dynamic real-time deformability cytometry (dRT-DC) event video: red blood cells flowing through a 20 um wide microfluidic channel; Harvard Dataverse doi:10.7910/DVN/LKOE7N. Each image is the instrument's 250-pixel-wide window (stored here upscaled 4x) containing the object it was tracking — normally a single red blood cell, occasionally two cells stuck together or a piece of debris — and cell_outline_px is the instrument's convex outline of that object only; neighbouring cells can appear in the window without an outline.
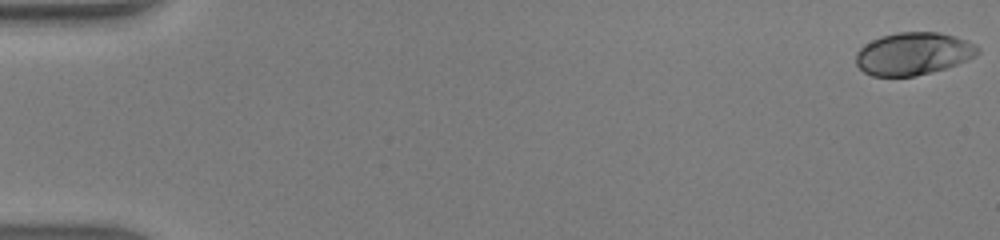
{"species": "human", "species_latin": "Homo sapiens", "temperature_condition": "warm", "stored_images_in_passage": 48, "camera_frame_rate_fps": 3000, "um_per_image_px": 0.085, "donor": {"sex": "male"}, "frame": {"image": 1, "passage_image": 1, "time_ms": 0.0, "image_size_px": [1000, 240], "cell_outline_px": [[980, 52], [976, 56], [968, 60], [932, 72], [916, 76], [872, 76], [864, 72], [856, 64], [856, 52], [864, 44], [880, 36], [896, 32], [940, 32], [956, 36], [968, 40], [976, 44], [980, 48]], "centroid_in_image_um": [77.65, 4.55], "position_along_channel_um": 7.4, "area_um2": 30.52}}
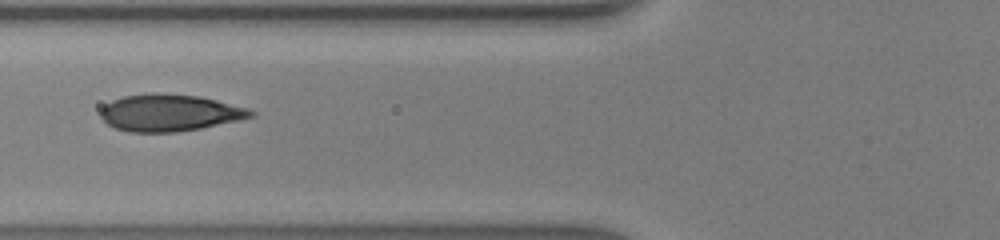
{"frame": {"image": 2, "passage_image": 20, "time_ms": 6.333, "image_size_px": [1000, 240], "cell_outline_px": [[256, 116], [240, 120], [200, 128], [176, 132], [128, 132], [116, 128], [108, 124], [100, 116], [100, 108], [104, 104], [112, 100], [124, 96], [152, 92], [156, 92], [200, 96], [248, 108], [256, 112]], "centroid_in_image_um": [14.41, 9.58], "position_along_channel_um": 111.4, "area_um2": 32.54}}
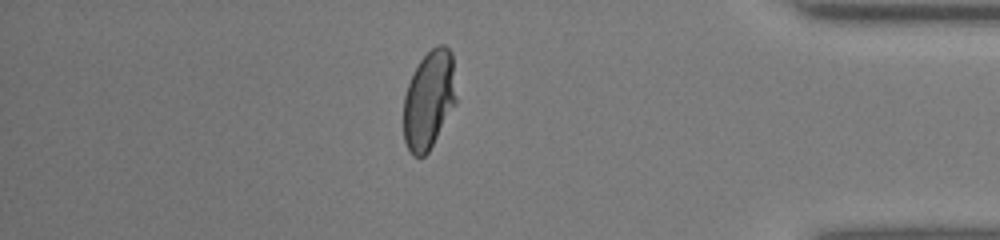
{"frame": {"image": 3, "passage_image": 42, "time_ms": 13.667, "image_size_px": [1000, 240], "cell_outline_px": [[456, 104], [428, 152], [424, 156], [412, 156], [404, 140], [404, 96], [408, 84], [420, 60], [436, 44], [444, 44], [452, 52], [456, 100]], "centroid_in_image_um": [36.47, 8.48], "position_along_channel_um": 398.7, "area_um2": 30.06}, "authors_computed_cell_mechanics": {"area_um2": 30.8074, "velocity_mm_per_s": 4.3544, "shape_relaxation_time_tau1_ms": 4.099, "shape_relaxation_time_tau2_ms": null, "deformation_change_tau1": 0.195, "deformation_change_tau2": null}}